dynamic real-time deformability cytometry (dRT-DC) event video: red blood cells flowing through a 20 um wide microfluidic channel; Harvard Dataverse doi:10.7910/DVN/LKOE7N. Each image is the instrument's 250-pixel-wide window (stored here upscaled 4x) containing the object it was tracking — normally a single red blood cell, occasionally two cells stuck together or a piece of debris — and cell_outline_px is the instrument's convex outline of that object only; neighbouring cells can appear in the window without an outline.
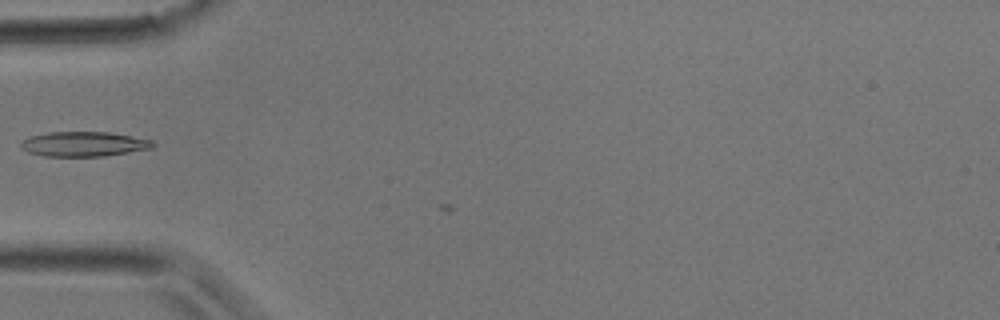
{"species": "common noctule bat (a hibernating species)", "species_latin": "Nyctalus noctula", "temperature_condition": "room temperature", "stored_images_in_passage": 3, "camera_frame_rate_fps": 3000, "um_per_image_px": 0.085, "animal": {"sex": "male", "body_mass_g": 17.9}, "frame": {"image": 1, "passage_image": 2, "time_ms": 0.333, "image_size_px": [1000, 320], "cell_outline_px": [[156, 144], [152, 148], [104, 156], [44, 156], [28, 152], [20, 148], [20, 144], [28, 136], [48, 132], [108, 132], [132, 136], [152, 140]], "centroid_in_image_um": [7.1, 12.24], "position_along_channel_um": 77.9, "area_um2": 19.07}}